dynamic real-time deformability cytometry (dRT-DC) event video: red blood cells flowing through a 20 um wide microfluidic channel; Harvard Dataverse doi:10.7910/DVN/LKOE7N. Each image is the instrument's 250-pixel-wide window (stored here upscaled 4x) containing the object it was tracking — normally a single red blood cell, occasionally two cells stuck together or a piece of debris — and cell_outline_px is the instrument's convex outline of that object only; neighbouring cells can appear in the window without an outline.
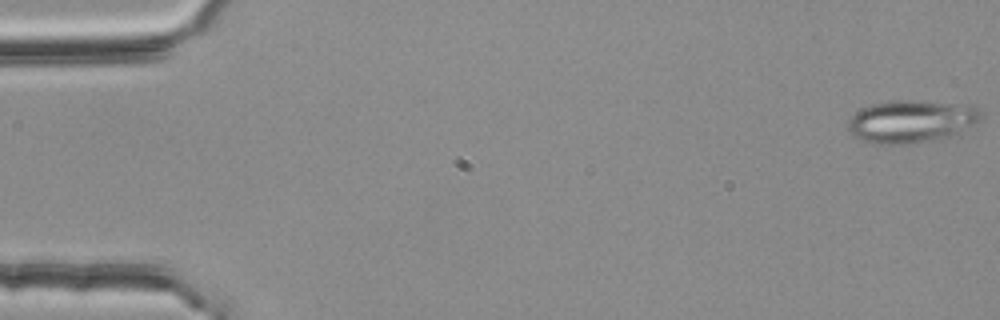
{"species": "common noctule bat (a hibernating species)", "species_latin": "Nyctalus noctula", "temperature_condition": "room temperature", "stored_images_in_passage": 51, "camera_frame_rate_fps": 3000, "um_per_image_px": 0.085, "animal": {"sex": "female", "body_mass_g": 25.1}, "frame": {"image": 1, "passage_image": 1, "time_ms": 0.0, "image_size_px": [1000, 320], "cell_outline_px": [[984, 116], [976, 124], [960, 132], [948, 136], [908, 144], [872, 144], [856, 136], [848, 128], [848, 120], [856, 112], [872, 104], [892, 100], [920, 100], [952, 104], [980, 108]], "centroid_in_image_um": [77.47, 10.31], "position_along_channel_um": 7.5, "area_um2": 32.66}}
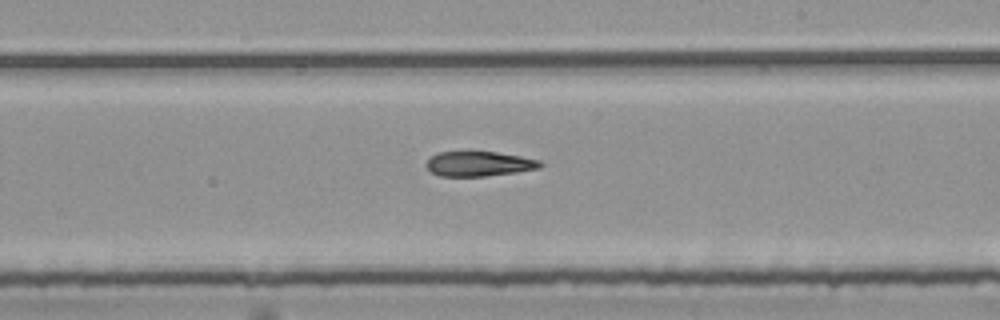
{"frame": {"image": 2, "passage_image": 32, "time_ms": 10.333, "image_size_px": [1000, 320], "cell_outline_px": [[544, 164], [540, 168], [516, 172], [484, 176], [440, 176], [432, 172], [424, 164], [432, 156], [440, 152], [468, 148], [496, 152], [520, 156], [540, 160]], "centroid_in_image_um": [40.69, 13.87], "position_along_channel_um": 248.3, "area_um2": 17.17}}
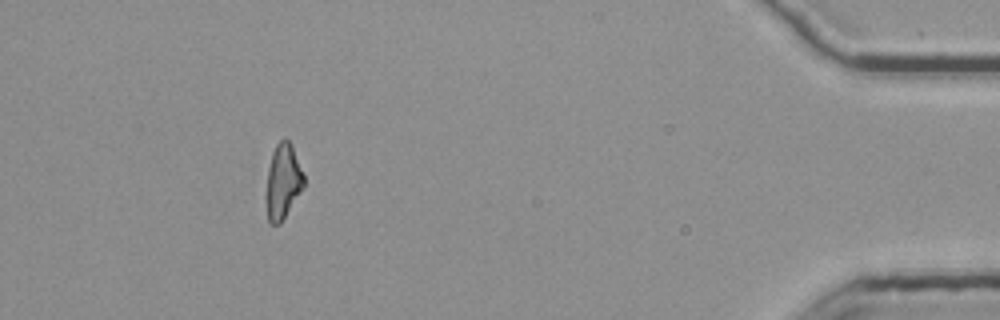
{"frame": {"image": 3, "passage_image": 50, "time_ms": 16.333, "image_size_px": [1000, 320], "cell_outline_px": [[304, 188], [280, 224], [272, 224], [268, 220], [268, 168], [272, 152], [276, 144], [280, 140], [288, 140], [292, 144], [304, 176]], "centroid_in_image_um": [24.09, 15.4], "position_along_channel_um": 411.1, "area_um2": 16.01}}